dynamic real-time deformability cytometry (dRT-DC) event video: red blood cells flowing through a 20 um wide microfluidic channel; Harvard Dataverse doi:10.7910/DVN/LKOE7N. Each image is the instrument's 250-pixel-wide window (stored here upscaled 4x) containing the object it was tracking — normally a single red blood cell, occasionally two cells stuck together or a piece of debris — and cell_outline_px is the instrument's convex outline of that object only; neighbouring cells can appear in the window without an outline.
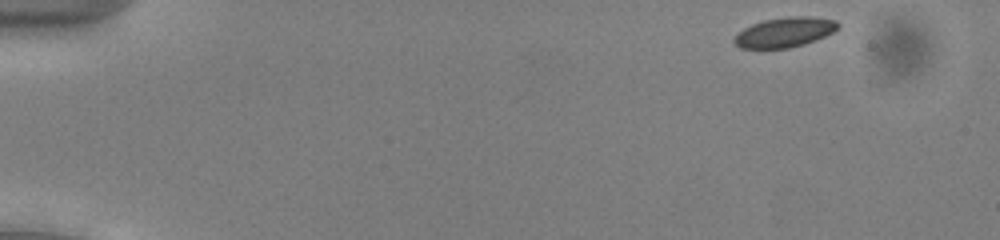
{"species": "common noctule bat (a hibernating species)", "species_latin": "Nyctalus noctula", "temperature_condition": "cold", "stored_images_in_passage": 49, "camera_frame_rate_fps": 3000, "um_per_image_px": 0.085, "animal": {"sex": "male", "body_mass_g": 13.0, "forearm_length_mm": 53.1}, "frame": {"image": 1, "passage_image": 1, "time_ms": 0.0, "image_size_px": [1000, 240], "cell_outline_px": [[840, 28], [824, 36], [804, 44], [788, 48], [740, 48], [732, 40], [744, 28], [752, 24], [764, 20], [788, 16], [812, 16], [836, 20], [840, 24]], "centroid_in_image_um": [66.73, 2.73], "position_along_channel_um": 18.3, "area_um2": 17.98}}
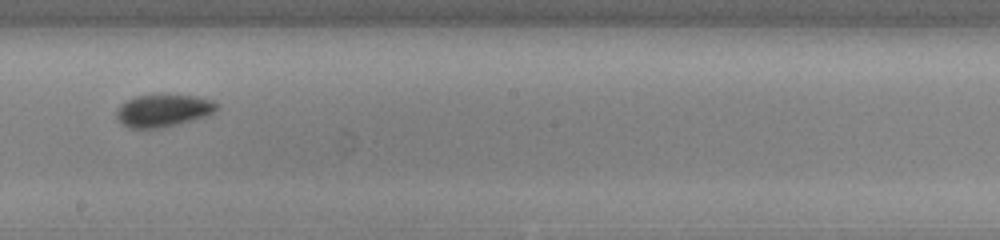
{"frame": {"image": 2, "passage_image": 27, "time_ms": 8.667, "image_size_px": [1000, 240], "cell_outline_px": [[220, 104], [216, 112], [204, 116], [176, 124], [160, 128], [128, 128], [116, 116], [116, 112], [120, 104], [136, 96], [196, 96], [212, 100]], "centroid_in_image_um": [13.89, 9.4], "position_along_channel_um": 234.3, "area_um2": 18.5}}
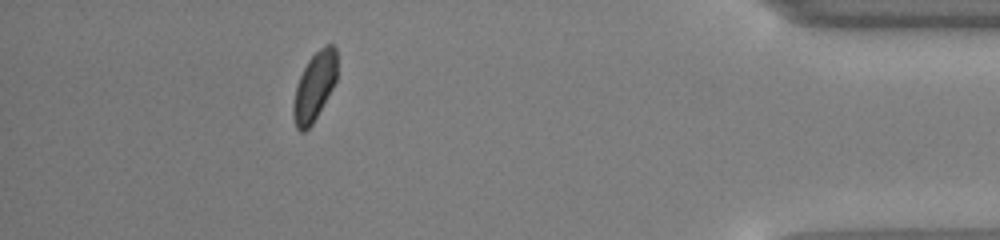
{"frame": {"image": 3, "passage_image": 44, "time_ms": 14.333, "image_size_px": [1000, 240], "cell_outline_px": [[336, 80], [328, 96], [312, 124], [304, 132], [300, 132], [296, 128], [292, 116], [292, 104], [296, 88], [300, 76], [308, 60], [320, 48], [328, 44], [332, 44], [336, 48]], "centroid_in_image_um": [26.71, 7.38], "position_along_channel_um": 408.5, "area_um2": 17.28}, "authors_computed_cell_mechanics": {"area_um2": 18.0336, "velocity_mm_per_s": 3.8778, "shape_relaxation_time_tau1_ms": 2.1172, "shape_relaxation_time_tau2_ms": 3.8225, "deformation_change_tau1": 0.0498, "deformation_change_tau2": 0.0622}}